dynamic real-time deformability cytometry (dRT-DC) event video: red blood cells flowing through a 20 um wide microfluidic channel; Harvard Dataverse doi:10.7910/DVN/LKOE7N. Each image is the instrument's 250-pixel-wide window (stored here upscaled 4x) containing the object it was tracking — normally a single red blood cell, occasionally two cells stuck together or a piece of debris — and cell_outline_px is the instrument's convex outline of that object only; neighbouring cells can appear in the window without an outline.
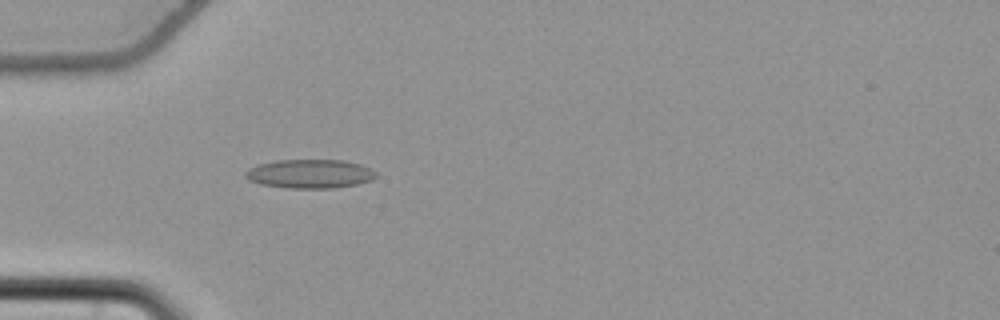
{"species": "common noctule bat (a hibernating species)", "species_latin": "Nyctalus noctula", "temperature_condition": "cold", "stored_images_in_passage": 57, "camera_frame_rate_fps": 3000, "um_per_image_px": 0.085, "animal": {"sex": "female", "body_mass_g": 22.7, "forearm_length_mm": 54.2}, "frame": {"image": 1, "passage_image": 19, "time_ms": 6.0, "image_size_px": [1000, 320], "cell_outline_px": [[376, 176], [372, 180], [356, 184], [332, 188], [288, 188], [260, 184], [248, 180], [244, 176], [244, 172], [248, 168], [260, 164], [276, 160], [344, 160], [360, 164], [372, 168], [376, 172]], "centroid_in_image_um": [26.33, 14.77], "position_along_channel_um": 58.7, "area_um2": 22.08}}
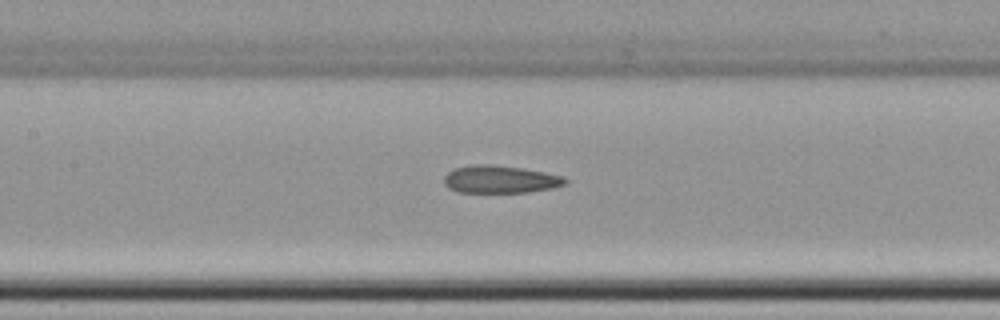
{"frame": {"image": 2, "passage_image": 28, "time_ms": 9.0, "image_size_px": [1000, 320], "cell_outline_px": [[568, 184], [552, 188], [528, 192], [456, 192], [448, 188], [444, 184], [444, 176], [448, 172], [456, 168], [472, 164], [492, 164], [520, 168], [544, 172], [564, 176], [568, 180]], "centroid_in_image_um": [42.52, 15.24], "position_along_channel_um": 164.9, "area_um2": 19.59}}
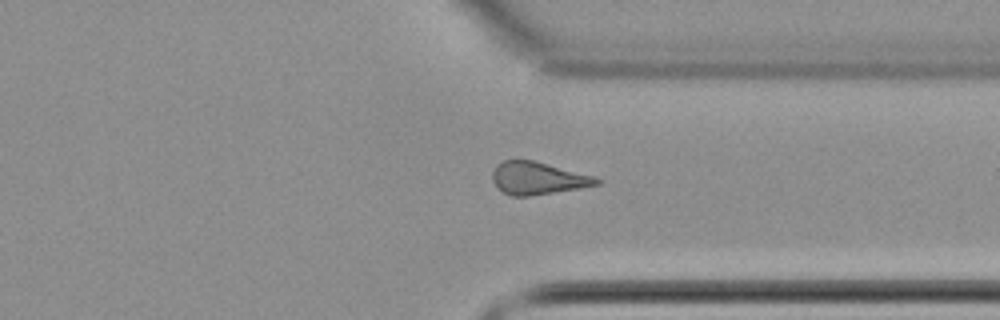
{"frame": {"image": 3, "passage_image": 44, "time_ms": 14.333, "image_size_px": [1000, 320], "cell_outline_px": [[604, 180], [600, 184], [580, 188], [528, 196], [512, 196], [504, 192], [492, 180], [492, 172], [496, 164], [504, 160], [532, 160], [596, 176]], "centroid_in_image_um": [45.76, 15.14], "position_along_channel_um": 365.6, "area_um2": 19.71}, "authors_computed_cell_mechanics": {"area_um2": 20.1144, "velocity_mm_per_s": 3.7578, "shape_relaxation_time_tau1_ms": null, "shape_relaxation_time_tau2_ms": 2.5929, "deformation_change_tau1": null, "deformation_change_tau2": 0.1243}}